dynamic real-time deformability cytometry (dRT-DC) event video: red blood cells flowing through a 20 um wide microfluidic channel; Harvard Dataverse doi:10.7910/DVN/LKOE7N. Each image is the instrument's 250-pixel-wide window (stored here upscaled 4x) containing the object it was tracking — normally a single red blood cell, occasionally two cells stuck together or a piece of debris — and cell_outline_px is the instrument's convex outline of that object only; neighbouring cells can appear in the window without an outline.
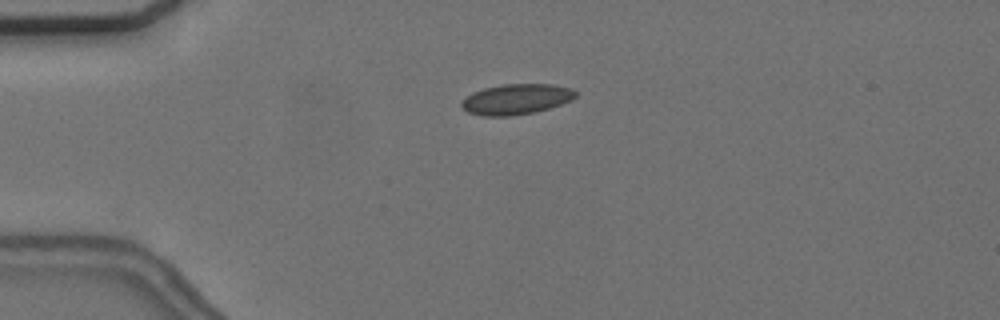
{"species": "common noctule bat (a hibernating species)", "species_latin": "Nyctalus noctula", "temperature_condition": "cold", "stored_images_in_passage": 8, "camera_frame_rate_fps": 3000, "um_per_image_px": 0.085, "animal": {"sex": "female", "body_mass_g": 24.6, "forearm_length_mm": 56.2}, "frame": {"image": 1, "passage_image": 2, "time_ms": 0.333, "image_size_px": [1000, 320], "cell_outline_px": [[576, 96], [572, 100], [536, 112], [512, 116], [480, 116], [468, 112], [460, 104], [460, 100], [472, 92], [484, 88], [504, 84], [552, 84], [572, 88], [576, 92]], "centroid_in_image_um": [43.86, 8.43], "position_along_channel_um": 41.1, "area_um2": 20.4}}